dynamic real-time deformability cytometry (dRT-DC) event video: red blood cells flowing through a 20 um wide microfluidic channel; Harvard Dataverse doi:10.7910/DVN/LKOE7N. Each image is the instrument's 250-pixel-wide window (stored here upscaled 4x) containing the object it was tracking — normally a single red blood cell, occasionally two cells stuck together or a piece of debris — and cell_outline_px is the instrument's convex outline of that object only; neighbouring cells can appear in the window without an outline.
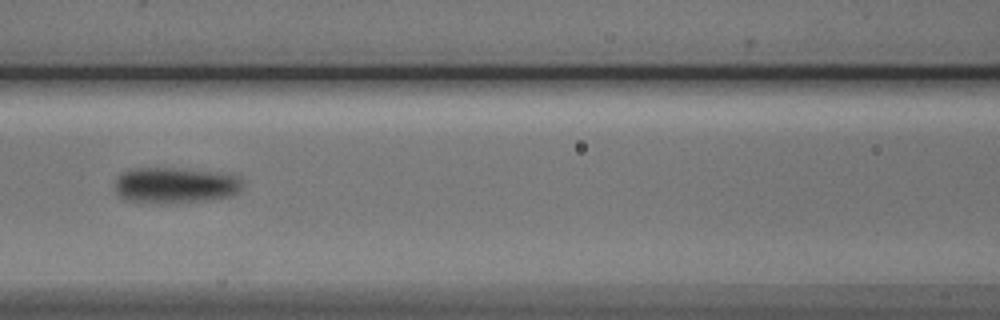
{"species": "Egyptian fruit bat (a non-hibernating species)", "species_latin": "Rousettus aegyptiacus", "temperature_condition": "cold", "stored_images_in_passage": 9, "segment_of_instrument_passage": [1, 2], "camera_frame_rate_fps": 3000, "um_per_image_px": 0.085, "animal": {"sex": "male"}, "frame": {"image": 1, "passage_image": 6, "time_ms": 6.0, "image_size_px": [1000, 320], "cell_outline_px": [[244, 188], [240, 192], [232, 196], [208, 200], [176, 204], [164, 204], [128, 200], [120, 196], [116, 188], [116, 180], [128, 168], [168, 168], [236, 172], [240, 176], [244, 184]], "centroid_in_image_um": [15.05, 15.74], "position_along_channel_um": 151.5, "area_um2": 27.57}}
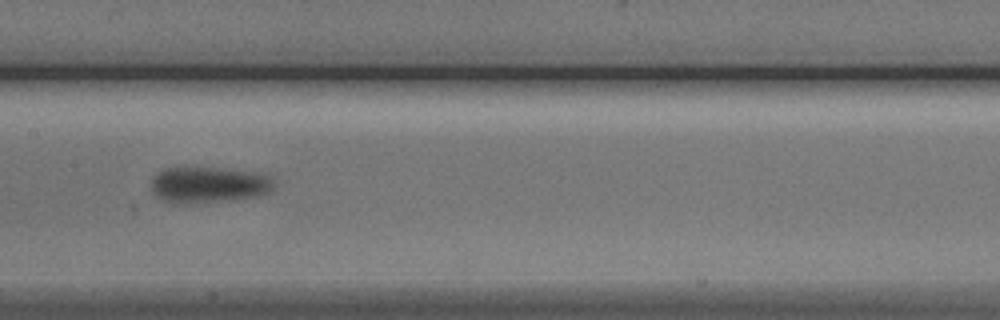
{"frame": {"image": 2, "passage_image": 7, "time_ms": 7.0, "image_size_px": [1000, 320], "cell_outline_px": [[276, 184], [268, 192], [256, 196], [196, 204], [172, 204], [156, 196], [152, 192], [152, 176], [156, 172], [164, 168], [220, 168], [268, 172], [272, 176]], "centroid_in_image_um": [17.76, 15.7], "position_along_channel_um": 189.6, "area_um2": 26.47}}
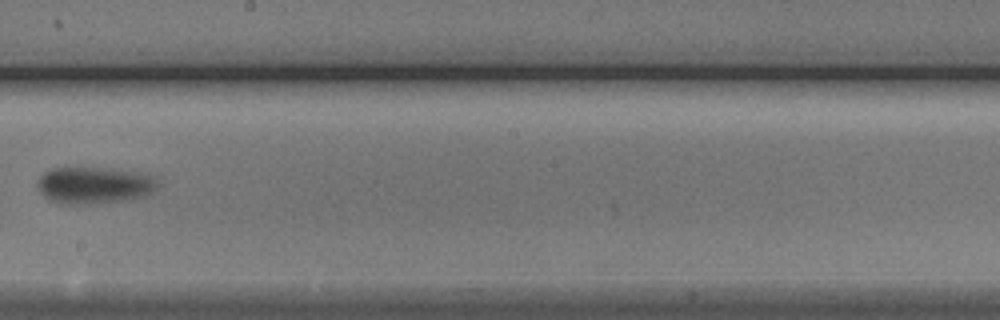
{"frame": {"image": 3, "passage_image": 8, "time_ms": 8.333, "image_size_px": [1000, 320], "cell_outline_px": [[156, 188], [152, 192], [144, 196], [124, 200], [92, 204], [56, 204], [48, 200], [36, 188], [36, 180], [44, 172], [52, 168], [112, 168], [140, 172], [156, 180]], "centroid_in_image_um": [7.92, 15.75], "position_along_channel_um": 240.3, "area_um2": 26.01}}